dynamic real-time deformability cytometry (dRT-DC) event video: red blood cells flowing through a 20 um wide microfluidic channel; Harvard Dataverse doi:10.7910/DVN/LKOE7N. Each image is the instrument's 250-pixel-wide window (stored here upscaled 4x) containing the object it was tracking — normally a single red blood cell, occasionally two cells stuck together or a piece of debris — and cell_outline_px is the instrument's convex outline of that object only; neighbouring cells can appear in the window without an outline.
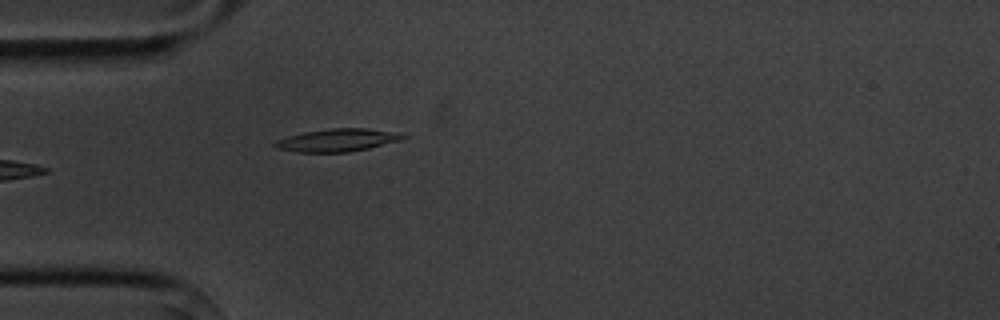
{"species": "common noctule bat (a hibernating species)", "species_latin": "Nyctalus noctula", "temperature_condition": "cold", "stored_images_in_passage": 3, "camera_frame_rate_fps": 3000, "um_per_image_px": 0.085, "animal": {"sex": "male", "body_mass_g": 20.1, "forearm_length_mm": 53.5}, "frame": {"image": 1, "passage_image": 3, "time_ms": 2.333, "image_size_px": [1000, 320], "cell_outline_px": [[408, 136], [400, 140], [368, 148], [348, 152], [296, 152], [276, 148], [272, 144], [276, 140], [288, 136], [304, 132], [332, 128], [368, 128], [400, 132]], "centroid_in_image_um": [28.69, 11.9], "position_along_channel_um": 56.3, "area_um2": 16.99}}